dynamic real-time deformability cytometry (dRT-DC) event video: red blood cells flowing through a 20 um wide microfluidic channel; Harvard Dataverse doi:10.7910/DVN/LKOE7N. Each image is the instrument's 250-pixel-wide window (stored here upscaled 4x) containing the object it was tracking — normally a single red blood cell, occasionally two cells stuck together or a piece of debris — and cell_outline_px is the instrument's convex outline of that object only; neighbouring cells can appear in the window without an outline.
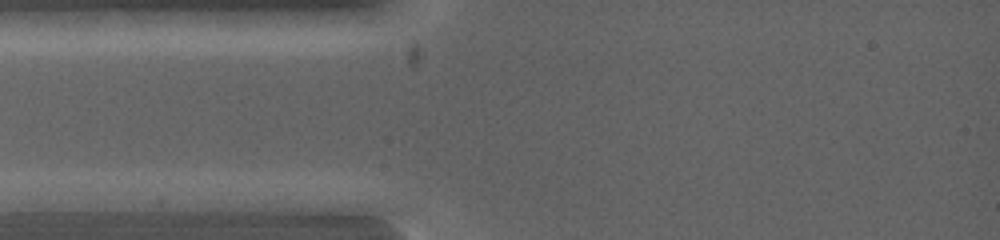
{"species": "common noctule bat (a hibernating species)", "species_latin": "Nyctalus noctula", "temperature_condition": "warm", "stored_images_in_passage": 5, "camera_frame_rate_fps": 5000, "um_per_image_px": 0.085, "animal": {"sex": "female", "body_mass_g": 19.0, "forearm_length_mm": 53.3}, "frame": {"image": 1, "passage_image": 2, "time_ms": 0.2, "image_size_px": [1000, 240], "cell_outline_px": [[124, 200], [112, 212], [52, 216], [40, 216], [16, 212], [12, 200], [20, 192], [104, 192]], "centroid_in_image_um": [5.52, 17.27], "position_along_channel_um": 79.5, "area_um2": 16.24}}